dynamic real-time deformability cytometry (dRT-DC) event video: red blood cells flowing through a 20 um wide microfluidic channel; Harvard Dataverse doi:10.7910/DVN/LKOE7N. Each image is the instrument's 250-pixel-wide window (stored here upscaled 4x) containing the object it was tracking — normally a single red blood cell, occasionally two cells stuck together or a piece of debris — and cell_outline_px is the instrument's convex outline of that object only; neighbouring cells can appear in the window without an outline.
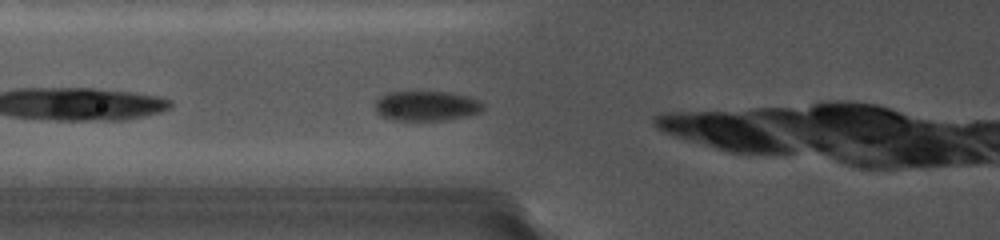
{"species": "common noctule bat (a hibernating species)", "species_latin": "Nyctalus noctula", "temperature_condition": "cold", "stored_images_in_passage": 7, "camera_frame_rate_fps": 5000, "um_per_image_px": 0.085, "animal": {"sex": "female", "body_mass_g": 19.0, "forearm_length_mm": 56.7}, "frame": {"image": 1, "passage_image": 3, "time_ms": 0.6, "image_size_px": [1000, 240], "cell_outline_px": [[484, 108], [480, 112], [468, 116], [444, 120], [396, 120], [380, 116], [376, 112], [376, 100], [380, 96], [392, 92], [444, 92], [464, 96], [480, 100], [484, 104]], "centroid_in_image_um": [36.25, 9.01], "position_along_channel_um": 89.5, "area_um2": 18.67}}